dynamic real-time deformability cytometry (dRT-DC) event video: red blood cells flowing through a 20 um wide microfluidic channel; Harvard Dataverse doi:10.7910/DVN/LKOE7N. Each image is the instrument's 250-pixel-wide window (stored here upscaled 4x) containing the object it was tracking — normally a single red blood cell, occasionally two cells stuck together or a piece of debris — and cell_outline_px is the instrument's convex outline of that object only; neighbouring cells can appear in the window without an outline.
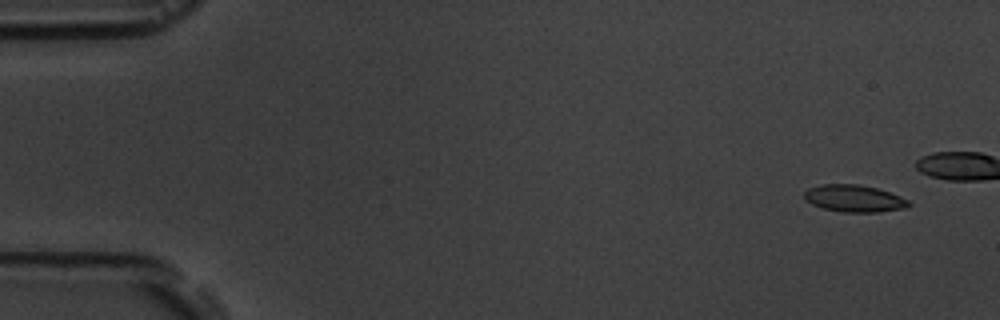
{"species": "common noctule bat (a hibernating species)", "species_latin": "Nyctalus noctula", "temperature_condition": "room temperature", "stored_images_in_passage": 5, "camera_frame_rate_fps": 3000, "um_per_image_px": 0.085, "animal": {"sex": "male", "body_mass_g": 19.5, "forearm_length_mm": 54.6}, "frame": {"image": 1, "passage_image": 1, "time_ms": 0.0, "image_size_px": [1000, 320], "cell_outline_px": [[912, 204], [904, 208], [880, 212], [844, 212], [824, 208], [812, 204], [804, 200], [804, 192], [808, 188], [824, 184], [856, 184], [876, 188], [900, 196], [908, 200]], "centroid_in_image_um": [72.59, 16.87], "position_along_channel_um": 12.4, "area_um2": 16.36}}
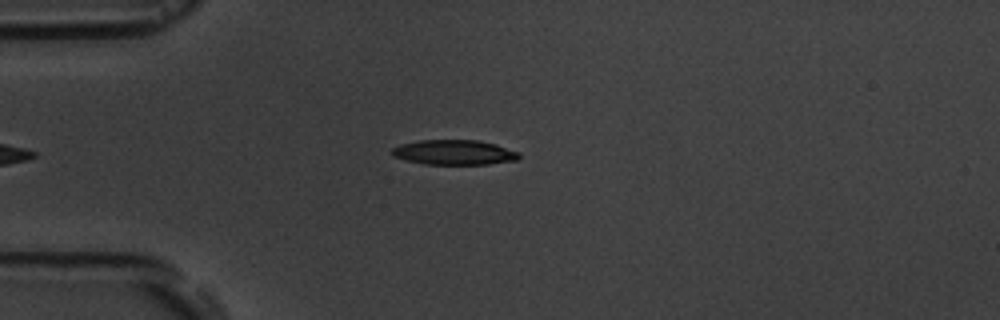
{"frame": {"image": 2, "passage_image": 5, "time_ms": 5.333, "image_size_px": [1000, 320], "cell_outline_px": [[520, 156], [516, 160], [488, 164], [424, 164], [404, 160], [392, 156], [392, 148], [400, 144], [420, 140], [476, 140], [496, 144], [520, 152]], "centroid_in_image_um": [38.59, 12.95], "position_along_channel_um": 46.4, "area_um2": 18.5}}